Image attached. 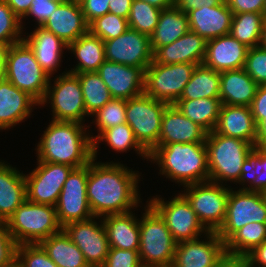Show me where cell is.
Instances as JSON below:
<instances>
[{
    "mask_svg": "<svg viewBox=\"0 0 266 267\" xmlns=\"http://www.w3.org/2000/svg\"><path fill=\"white\" fill-rule=\"evenodd\" d=\"M139 173L119 163L88 164L87 200L97 219L114 214L131 212L140 201Z\"/></svg>",
    "mask_w": 266,
    "mask_h": 267,
    "instance_id": "6da1fadb",
    "label": "cell"
},
{
    "mask_svg": "<svg viewBox=\"0 0 266 267\" xmlns=\"http://www.w3.org/2000/svg\"><path fill=\"white\" fill-rule=\"evenodd\" d=\"M83 125L52 120L37 145V160L73 168L89 164L93 159V142Z\"/></svg>",
    "mask_w": 266,
    "mask_h": 267,
    "instance_id": "7a4b0ae2",
    "label": "cell"
},
{
    "mask_svg": "<svg viewBox=\"0 0 266 267\" xmlns=\"http://www.w3.org/2000/svg\"><path fill=\"white\" fill-rule=\"evenodd\" d=\"M149 161L159 165V174L181 185L188 186L209 181L205 143L158 145L149 154Z\"/></svg>",
    "mask_w": 266,
    "mask_h": 267,
    "instance_id": "3957f363",
    "label": "cell"
},
{
    "mask_svg": "<svg viewBox=\"0 0 266 267\" xmlns=\"http://www.w3.org/2000/svg\"><path fill=\"white\" fill-rule=\"evenodd\" d=\"M205 144L209 181L221 185L224 181L237 183L243 163L255 146L245 140L224 136L215 131L207 133Z\"/></svg>",
    "mask_w": 266,
    "mask_h": 267,
    "instance_id": "277c9868",
    "label": "cell"
},
{
    "mask_svg": "<svg viewBox=\"0 0 266 267\" xmlns=\"http://www.w3.org/2000/svg\"><path fill=\"white\" fill-rule=\"evenodd\" d=\"M7 228L18 245L39 244L62 229L55 206L27 199L7 219Z\"/></svg>",
    "mask_w": 266,
    "mask_h": 267,
    "instance_id": "5b68a950",
    "label": "cell"
},
{
    "mask_svg": "<svg viewBox=\"0 0 266 267\" xmlns=\"http://www.w3.org/2000/svg\"><path fill=\"white\" fill-rule=\"evenodd\" d=\"M5 70L7 80L41 103L51 77L38 64L34 52L24 40L10 46Z\"/></svg>",
    "mask_w": 266,
    "mask_h": 267,
    "instance_id": "8992f818",
    "label": "cell"
},
{
    "mask_svg": "<svg viewBox=\"0 0 266 267\" xmlns=\"http://www.w3.org/2000/svg\"><path fill=\"white\" fill-rule=\"evenodd\" d=\"M139 220V257L142 266L173 264L177 242L160 215L147 204Z\"/></svg>",
    "mask_w": 266,
    "mask_h": 267,
    "instance_id": "52a82bcc",
    "label": "cell"
},
{
    "mask_svg": "<svg viewBox=\"0 0 266 267\" xmlns=\"http://www.w3.org/2000/svg\"><path fill=\"white\" fill-rule=\"evenodd\" d=\"M168 105L144 93L127 100L126 123L149 154L158 146L162 115Z\"/></svg>",
    "mask_w": 266,
    "mask_h": 267,
    "instance_id": "ba28073f",
    "label": "cell"
},
{
    "mask_svg": "<svg viewBox=\"0 0 266 267\" xmlns=\"http://www.w3.org/2000/svg\"><path fill=\"white\" fill-rule=\"evenodd\" d=\"M182 193L189 201L198 220L208 232H217L222 226L230 189L212 181L191 184Z\"/></svg>",
    "mask_w": 266,
    "mask_h": 267,
    "instance_id": "9c48e42d",
    "label": "cell"
},
{
    "mask_svg": "<svg viewBox=\"0 0 266 267\" xmlns=\"http://www.w3.org/2000/svg\"><path fill=\"white\" fill-rule=\"evenodd\" d=\"M196 66L194 63L165 65L152 62L144 71L143 93L169 105L174 104L181 97Z\"/></svg>",
    "mask_w": 266,
    "mask_h": 267,
    "instance_id": "30bf717a",
    "label": "cell"
},
{
    "mask_svg": "<svg viewBox=\"0 0 266 267\" xmlns=\"http://www.w3.org/2000/svg\"><path fill=\"white\" fill-rule=\"evenodd\" d=\"M51 80L39 105H44L51 100L49 103L53 109L52 120L83 124L84 117L88 115L78 76L68 71L62 73L55 78L53 88L50 86Z\"/></svg>",
    "mask_w": 266,
    "mask_h": 267,
    "instance_id": "8fae6325",
    "label": "cell"
},
{
    "mask_svg": "<svg viewBox=\"0 0 266 267\" xmlns=\"http://www.w3.org/2000/svg\"><path fill=\"white\" fill-rule=\"evenodd\" d=\"M165 221L174 240L181 241L195 240L208 231L200 223L196 213L186 197L179 193L170 201H164L159 197L150 199L148 203Z\"/></svg>",
    "mask_w": 266,
    "mask_h": 267,
    "instance_id": "7c38bea8",
    "label": "cell"
},
{
    "mask_svg": "<svg viewBox=\"0 0 266 267\" xmlns=\"http://www.w3.org/2000/svg\"><path fill=\"white\" fill-rule=\"evenodd\" d=\"M251 222L266 223L264 193L230 189L226 217L216 233L225 243L237 230Z\"/></svg>",
    "mask_w": 266,
    "mask_h": 267,
    "instance_id": "4fadbf2b",
    "label": "cell"
},
{
    "mask_svg": "<svg viewBox=\"0 0 266 267\" xmlns=\"http://www.w3.org/2000/svg\"><path fill=\"white\" fill-rule=\"evenodd\" d=\"M88 164L74 168L62 187L55 205L59 225L63 228L72 222L94 217L87 200Z\"/></svg>",
    "mask_w": 266,
    "mask_h": 267,
    "instance_id": "5bb4252c",
    "label": "cell"
},
{
    "mask_svg": "<svg viewBox=\"0 0 266 267\" xmlns=\"http://www.w3.org/2000/svg\"><path fill=\"white\" fill-rule=\"evenodd\" d=\"M38 166L25 175L26 199L43 205L55 206L64 182L73 167L52 162H37Z\"/></svg>",
    "mask_w": 266,
    "mask_h": 267,
    "instance_id": "9a60e30c",
    "label": "cell"
},
{
    "mask_svg": "<svg viewBox=\"0 0 266 267\" xmlns=\"http://www.w3.org/2000/svg\"><path fill=\"white\" fill-rule=\"evenodd\" d=\"M104 52L106 61L139 67L143 71L153 62L150 37L130 28L104 41Z\"/></svg>",
    "mask_w": 266,
    "mask_h": 267,
    "instance_id": "2e32d148",
    "label": "cell"
},
{
    "mask_svg": "<svg viewBox=\"0 0 266 267\" xmlns=\"http://www.w3.org/2000/svg\"><path fill=\"white\" fill-rule=\"evenodd\" d=\"M95 218L72 222L62 228L82 251L89 267L103 266L110 249L104 223L100 219L101 224H99L94 220Z\"/></svg>",
    "mask_w": 266,
    "mask_h": 267,
    "instance_id": "e0dca14e",
    "label": "cell"
},
{
    "mask_svg": "<svg viewBox=\"0 0 266 267\" xmlns=\"http://www.w3.org/2000/svg\"><path fill=\"white\" fill-rule=\"evenodd\" d=\"M206 241H181L176 245L174 267H216L226 257L225 243L216 232H208Z\"/></svg>",
    "mask_w": 266,
    "mask_h": 267,
    "instance_id": "ac0fdd59",
    "label": "cell"
},
{
    "mask_svg": "<svg viewBox=\"0 0 266 267\" xmlns=\"http://www.w3.org/2000/svg\"><path fill=\"white\" fill-rule=\"evenodd\" d=\"M112 98H134L143 94L144 71L139 67L104 61L96 71Z\"/></svg>",
    "mask_w": 266,
    "mask_h": 267,
    "instance_id": "d6986e66",
    "label": "cell"
},
{
    "mask_svg": "<svg viewBox=\"0 0 266 267\" xmlns=\"http://www.w3.org/2000/svg\"><path fill=\"white\" fill-rule=\"evenodd\" d=\"M248 47L231 34L207 40L203 64L215 71L244 68Z\"/></svg>",
    "mask_w": 266,
    "mask_h": 267,
    "instance_id": "ffe728a7",
    "label": "cell"
},
{
    "mask_svg": "<svg viewBox=\"0 0 266 267\" xmlns=\"http://www.w3.org/2000/svg\"><path fill=\"white\" fill-rule=\"evenodd\" d=\"M207 132L183 115L174 104L162 115L158 145L171 143H205Z\"/></svg>",
    "mask_w": 266,
    "mask_h": 267,
    "instance_id": "44dd1931",
    "label": "cell"
},
{
    "mask_svg": "<svg viewBox=\"0 0 266 267\" xmlns=\"http://www.w3.org/2000/svg\"><path fill=\"white\" fill-rule=\"evenodd\" d=\"M69 45L89 31L80 3L64 0L42 26Z\"/></svg>",
    "mask_w": 266,
    "mask_h": 267,
    "instance_id": "7402d4cb",
    "label": "cell"
},
{
    "mask_svg": "<svg viewBox=\"0 0 266 267\" xmlns=\"http://www.w3.org/2000/svg\"><path fill=\"white\" fill-rule=\"evenodd\" d=\"M206 47L207 40L189 30L173 43L159 47L153 53V62L165 65L176 63L203 64Z\"/></svg>",
    "mask_w": 266,
    "mask_h": 267,
    "instance_id": "603a6c76",
    "label": "cell"
},
{
    "mask_svg": "<svg viewBox=\"0 0 266 267\" xmlns=\"http://www.w3.org/2000/svg\"><path fill=\"white\" fill-rule=\"evenodd\" d=\"M187 15L190 31L206 40L230 34L233 13L225 1L213 7L191 10Z\"/></svg>",
    "mask_w": 266,
    "mask_h": 267,
    "instance_id": "cb8c5ba5",
    "label": "cell"
},
{
    "mask_svg": "<svg viewBox=\"0 0 266 267\" xmlns=\"http://www.w3.org/2000/svg\"><path fill=\"white\" fill-rule=\"evenodd\" d=\"M214 131L224 136L245 140L256 147L257 124L248 106L222 104Z\"/></svg>",
    "mask_w": 266,
    "mask_h": 267,
    "instance_id": "d4e9b609",
    "label": "cell"
},
{
    "mask_svg": "<svg viewBox=\"0 0 266 267\" xmlns=\"http://www.w3.org/2000/svg\"><path fill=\"white\" fill-rule=\"evenodd\" d=\"M39 103L9 80L0 81V129H10L31 115Z\"/></svg>",
    "mask_w": 266,
    "mask_h": 267,
    "instance_id": "484cf974",
    "label": "cell"
},
{
    "mask_svg": "<svg viewBox=\"0 0 266 267\" xmlns=\"http://www.w3.org/2000/svg\"><path fill=\"white\" fill-rule=\"evenodd\" d=\"M23 40L34 52L36 61L41 68L51 77L54 71L60 66L63 49H67L68 45L59 37L48 31L42 26L35 28L33 33Z\"/></svg>",
    "mask_w": 266,
    "mask_h": 267,
    "instance_id": "4316f807",
    "label": "cell"
},
{
    "mask_svg": "<svg viewBox=\"0 0 266 267\" xmlns=\"http://www.w3.org/2000/svg\"><path fill=\"white\" fill-rule=\"evenodd\" d=\"M221 104L250 107L258 84L244 68L220 72Z\"/></svg>",
    "mask_w": 266,
    "mask_h": 267,
    "instance_id": "83f0119b",
    "label": "cell"
},
{
    "mask_svg": "<svg viewBox=\"0 0 266 267\" xmlns=\"http://www.w3.org/2000/svg\"><path fill=\"white\" fill-rule=\"evenodd\" d=\"M102 219L111 248L139 250V220L132 212L108 215Z\"/></svg>",
    "mask_w": 266,
    "mask_h": 267,
    "instance_id": "f1b7e54d",
    "label": "cell"
},
{
    "mask_svg": "<svg viewBox=\"0 0 266 267\" xmlns=\"http://www.w3.org/2000/svg\"><path fill=\"white\" fill-rule=\"evenodd\" d=\"M25 200V174L0 161V212L8 219Z\"/></svg>",
    "mask_w": 266,
    "mask_h": 267,
    "instance_id": "f546056e",
    "label": "cell"
},
{
    "mask_svg": "<svg viewBox=\"0 0 266 267\" xmlns=\"http://www.w3.org/2000/svg\"><path fill=\"white\" fill-rule=\"evenodd\" d=\"M188 15L174 4L161 11L157 26L150 36V46L154 53L159 47L168 45L189 31Z\"/></svg>",
    "mask_w": 266,
    "mask_h": 267,
    "instance_id": "4dcf8cb0",
    "label": "cell"
},
{
    "mask_svg": "<svg viewBox=\"0 0 266 267\" xmlns=\"http://www.w3.org/2000/svg\"><path fill=\"white\" fill-rule=\"evenodd\" d=\"M67 50L76 56L78 64L68 72H96L105 61L104 41L90 31L68 45Z\"/></svg>",
    "mask_w": 266,
    "mask_h": 267,
    "instance_id": "1f68e13d",
    "label": "cell"
},
{
    "mask_svg": "<svg viewBox=\"0 0 266 267\" xmlns=\"http://www.w3.org/2000/svg\"><path fill=\"white\" fill-rule=\"evenodd\" d=\"M39 245L58 267H89L82 251L63 229L44 239Z\"/></svg>",
    "mask_w": 266,
    "mask_h": 267,
    "instance_id": "d6a6232c",
    "label": "cell"
},
{
    "mask_svg": "<svg viewBox=\"0 0 266 267\" xmlns=\"http://www.w3.org/2000/svg\"><path fill=\"white\" fill-rule=\"evenodd\" d=\"M220 85V72L199 64L178 100L220 99Z\"/></svg>",
    "mask_w": 266,
    "mask_h": 267,
    "instance_id": "836d02e7",
    "label": "cell"
},
{
    "mask_svg": "<svg viewBox=\"0 0 266 267\" xmlns=\"http://www.w3.org/2000/svg\"><path fill=\"white\" fill-rule=\"evenodd\" d=\"M174 105L183 115L209 133L214 131L217 125L222 104L220 99L202 98L177 100Z\"/></svg>",
    "mask_w": 266,
    "mask_h": 267,
    "instance_id": "e575fe53",
    "label": "cell"
},
{
    "mask_svg": "<svg viewBox=\"0 0 266 267\" xmlns=\"http://www.w3.org/2000/svg\"><path fill=\"white\" fill-rule=\"evenodd\" d=\"M265 240L266 223H248L225 242L226 255L232 258H244Z\"/></svg>",
    "mask_w": 266,
    "mask_h": 267,
    "instance_id": "d590c367",
    "label": "cell"
},
{
    "mask_svg": "<svg viewBox=\"0 0 266 267\" xmlns=\"http://www.w3.org/2000/svg\"><path fill=\"white\" fill-rule=\"evenodd\" d=\"M265 17L256 12L233 14L230 34L248 48L259 46Z\"/></svg>",
    "mask_w": 266,
    "mask_h": 267,
    "instance_id": "8d00e7d4",
    "label": "cell"
},
{
    "mask_svg": "<svg viewBox=\"0 0 266 267\" xmlns=\"http://www.w3.org/2000/svg\"><path fill=\"white\" fill-rule=\"evenodd\" d=\"M249 183V187L243 186ZM243 188L241 190L253 192H266V150L254 147L243 163L241 176L238 180Z\"/></svg>",
    "mask_w": 266,
    "mask_h": 267,
    "instance_id": "74e56055",
    "label": "cell"
},
{
    "mask_svg": "<svg viewBox=\"0 0 266 267\" xmlns=\"http://www.w3.org/2000/svg\"><path fill=\"white\" fill-rule=\"evenodd\" d=\"M98 141L107 142L110 148L117 152H126L128 149L133 148L138 152L137 154L141 155V157L149 159V153L136 140L133 130L127 123L104 130L93 141V158L95 160L97 157V148L99 146Z\"/></svg>",
    "mask_w": 266,
    "mask_h": 267,
    "instance_id": "f35d334b",
    "label": "cell"
},
{
    "mask_svg": "<svg viewBox=\"0 0 266 267\" xmlns=\"http://www.w3.org/2000/svg\"><path fill=\"white\" fill-rule=\"evenodd\" d=\"M74 74L79 78L87 115H93L113 99L109 89L97 72Z\"/></svg>",
    "mask_w": 266,
    "mask_h": 267,
    "instance_id": "ab89813d",
    "label": "cell"
},
{
    "mask_svg": "<svg viewBox=\"0 0 266 267\" xmlns=\"http://www.w3.org/2000/svg\"><path fill=\"white\" fill-rule=\"evenodd\" d=\"M162 9L141 0H133L128 26L137 32L151 36L157 26Z\"/></svg>",
    "mask_w": 266,
    "mask_h": 267,
    "instance_id": "60d3db41",
    "label": "cell"
},
{
    "mask_svg": "<svg viewBox=\"0 0 266 267\" xmlns=\"http://www.w3.org/2000/svg\"><path fill=\"white\" fill-rule=\"evenodd\" d=\"M126 103L125 99L113 98L100 108L93 116L99 134L96 137L89 135L92 142L106 129L126 123Z\"/></svg>",
    "mask_w": 266,
    "mask_h": 267,
    "instance_id": "b9f144b4",
    "label": "cell"
},
{
    "mask_svg": "<svg viewBox=\"0 0 266 267\" xmlns=\"http://www.w3.org/2000/svg\"><path fill=\"white\" fill-rule=\"evenodd\" d=\"M128 28V20L126 18L110 12L96 18L89 24V31L103 41L120 36Z\"/></svg>",
    "mask_w": 266,
    "mask_h": 267,
    "instance_id": "7bdbcfd3",
    "label": "cell"
},
{
    "mask_svg": "<svg viewBox=\"0 0 266 267\" xmlns=\"http://www.w3.org/2000/svg\"><path fill=\"white\" fill-rule=\"evenodd\" d=\"M21 19L12 11L4 0H0V42L9 45L23 40Z\"/></svg>",
    "mask_w": 266,
    "mask_h": 267,
    "instance_id": "ee69618b",
    "label": "cell"
},
{
    "mask_svg": "<svg viewBox=\"0 0 266 267\" xmlns=\"http://www.w3.org/2000/svg\"><path fill=\"white\" fill-rule=\"evenodd\" d=\"M16 262L19 267H58L39 244L18 245Z\"/></svg>",
    "mask_w": 266,
    "mask_h": 267,
    "instance_id": "f6af8a7d",
    "label": "cell"
},
{
    "mask_svg": "<svg viewBox=\"0 0 266 267\" xmlns=\"http://www.w3.org/2000/svg\"><path fill=\"white\" fill-rule=\"evenodd\" d=\"M244 70L258 84L266 85V49L261 45L248 49Z\"/></svg>",
    "mask_w": 266,
    "mask_h": 267,
    "instance_id": "bcb514c9",
    "label": "cell"
},
{
    "mask_svg": "<svg viewBox=\"0 0 266 267\" xmlns=\"http://www.w3.org/2000/svg\"><path fill=\"white\" fill-rule=\"evenodd\" d=\"M104 267H142L138 250L111 248Z\"/></svg>",
    "mask_w": 266,
    "mask_h": 267,
    "instance_id": "7dc6e473",
    "label": "cell"
},
{
    "mask_svg": "<svg viewBox=\"0 0 266 267\" xmlns=\"http://www.w3.org/2000/svg\"><path fill=\"white\" fill-rule=\"evenodd\" d=\"M63 1L64 0H33L30 9L22 19L31 16L37 20L38 26H43L52 12H54Z\"/></svg>",
    "mask_w": 266,
    "mask_h": 267,
    "instance_id": "c3c4849f",
    "label": "cell"
},
{
    "mask_svg": "<svg viewBox=\"0 0 266 267\" xmlns=\"http://www.w3.org/2000/svg\"><path fill=\"white\" fill-rule=\"evenodd\" d=\"M17 246L8 228H0V267H8L16 262Z\"/></svg>",
    "mask_w": 266,
    "mask_h": 267,
    "instance_id": "681fc988",
    "label": "cell"
},
{
    "mask_svg": "<svg viewBox=\"0 0 266 267\" xmlns=\"http://www.w3.org/2000/svg\"><path fill=\"white\" fill-rule=\"evenodd\" d=\"M111 0H84L81 4L85 20L88 24L109 12Z\"/></svg>",
    "mask_w": 266,
    "mask_h": 267,
    "instance_id": "f907efd6",
    "label": "cell"
},
{
    "mask_svg": "<svg viewBox=\"0 0 266 267\" xmlns=\"http://www.w3.org/2000/svg\"><path fill=\"white\" fill-rule=\"evenodd\" d=\"M233 14L256 12L265 15V0H225Z\"/></svg>",
    "mask_w": 266,
    "mask_h": 267,
    "instance_id": "816d5d0a",
    "label": "cell"
},
{
    "mask_svg": "<svg viewBox=\"0 0 266 267\" xmlns=\"http://www.w3.org/2000/svg\"><path fill=\"white\" fill-rule=\"evenodd\" d=\"M252 115L258 125L266 114V85H259L250 106Z\"/></svg>",
    "mask_w": 266,
    "mask_h": 267,
    "instance_id": "f5cc1de1",
    "label": "cell"
},
{
    "mask_svg": "<svg viewBox=\"0 0 266 267\" xmlns=\"http://www.w3.org/2000/svg\"><path fill=\"white\" fill-rule=\"evenodd\" d=\"M224 1L225 0H174L173 4L187 14L191 10L198 9L203 6L213 7L223 3Z\"/></svg>",
    "mask_w": 266,
    "mask_h": 267,
    "instance_id": "db71d44e",
    "label": "cell"
},
{
    "mask_svg": "<svg viewBox=\"0 0 266 267\" xmlns=\"http://www.w3.org/2000/svg\"><path fill=\"white\" fill-rule=\"evenodd\" d=\"M244 259L250 267H266V240L248 253Z\"/></svg>",
    "mask_w": 266,
    "mask_h": 267,
    "instance_id": "11a10c76",
    "label": "cell"
},
{
    "mask_svg": "<svg viewBox=\"0 0 266 267\" xmlns=\"http://www.w3.org/2000/svg\"><path fill=\"white\" fill-rule=\"evenodd\" d=\"M133 0H111L109 12L128 19Z\"/></svg>",
    "mask_w": 266,
    "mask_h": 267,
    "instance_id": "9f6ffc18",
    "label": "cell"
},
{
    "mask_svg": "<svg viewBox=\"0 0 266 267\" xmlns=\"http://www.w3.org/2000/svg\"><path fill=\"white\" fill-rule=\"evenodd\" d=\"M12 11L21 19L27 14L33 0H4Z\"/></svg>",
    "mask_w": 266,
    "mask_h": 267,
    "instance_id": "6f0895ef",
    "label": "cell"
},
{
    "mask_svg": "<svg viewBox=\"0 0 266 267\" xmlns=\"http://www.w3.org/2000/svg\"><path fill=\"white\" fill-rule=\"evenodd\" d=\"M256 147H266V114H264V119L257 125Z\"/></svg>",
    "mask_w": 266,
    "mask_h": 267,
    "instance_id": "680465c9",
    "label": "cell"
},
{
    "mask_svg": "<svg viewBox=\"0 0 266 267\" xmlns=\"http://www.w3.org/2000/svg\"><path fill=\"white\" fill-rule=\"evenodd\" d=\"M11 45L0 42V81L6 79V58Z\"/></svg>",
    "mask_w": 266,
    "mask_h": 267,
    "instance_id": "91938a15",
    "label": "cell"
},
{
    "mask_svg": "<svg viewBox=\"0 0 266 267\" xmlns=\"http://www.w3.org/2000/svg\"><path fill=\"white\" fill-rule=\"evenodd\" d=\"M222 267H250V265L244 258H232L227 256L222 261Z\"/></svg>",
    "mask_w": 266,
    "mask_h": 267,
    "instance_id": "94428289",
    "label": "cell"
},
{
    "mask_svg": "<svg viewBox=\"0 0 266 267\" xmlns=\"http://www.w3.org/2000/svg\"><path fill=\"white\" fill-rule=\"evenodd\" d=\"M160 9H166L173 5V0H141Z\"/></svg>",
    "mask_w": 266,
    "mask_h": 267,
    "instance_id": "6125c7cd",
    "label": "cell"
},
{
    "mask_svg": "<svg viewBox=\"0 0 266 267\" xmlns=\"http://www.w3.org/2000/svg\"><path fill=\"white\" fill-rule=\"evenodd\" d=\"M260 45L266 49V17H265L264 23H263L261 44Z\"/></svg>",
    "mask_w": 266,
    "mask_h": 267,
    "instance_id": "be15d7a7",
    "label": "cell"
},
{
    "mask_svg": "<svg viewBox=\"0 0 266 267\" xmlns=\"http://www.w3.org/2000/svg\"><path fill=\"white\" fill-rule=\"evenodd\" d=\"M0 228H7V218L0 212Z\"/></svg>",
    "mask_w": 266,
    "mask_h": 267,
    "instance_id": "e7e4bbea",
    "label": "cell"
},
{
    "mask_svg": "<svg viewBox=\"0 0 266 267\" xmlns=\"http://www.w3.org/2000/svg\"><path fill=\"white\" fill-rule=\"evenodd\" d=\"M142 267H174L173 264H156V265H145Z\"/></svg>",
    "mask_w": 266,
    "mask_h": 267,
    "instance_id": "03108f58",
    "label": "cell"
},
{
    "mask_svg": "<svg viewBox=\"0 0 266 267\" xmlns=\"http://www.w3.org/2000/svg\"><path fill=\"white\" fill-rule=\"evenodd\" d=\"M67 1H72V2H75V3H82L84 0H67Z\"/></svg>",
    "mask_w": 266,
    "mask_h": 267,
    "instance_id": "003e7915",
    "label": "cell"
},
{
    "mask_svg": "<svg viewBox=\"0 0 266 267\" xmlns=\"http://www.w3.org/2000/svg\"><path fill=\"white\" fill-rule=\"evenodd\" d=\"M8 267H19V266H18L17 262H15L14 264H12V265H10Z\"/></svg>",
    "mask_w": 266,
    "mask_h": 267,
    "instance_id": "a7ac6f4b",
    "label": "cell"
},
{
    "mask_svg": "<svg viewBox=\"0 0 266 267\" xmlns=\"http://www.w3.org/2000/svg\"><path fill=\"white\" fill-rule=\"evenodd\" d=\"M216 267H222V262L218 266H216Z\"/></svg>",
    "mask_w": 266,
    "mask_h": 267,
    "instance_id": "89a4df30",
    "label": "cell"
}]
</instances>
